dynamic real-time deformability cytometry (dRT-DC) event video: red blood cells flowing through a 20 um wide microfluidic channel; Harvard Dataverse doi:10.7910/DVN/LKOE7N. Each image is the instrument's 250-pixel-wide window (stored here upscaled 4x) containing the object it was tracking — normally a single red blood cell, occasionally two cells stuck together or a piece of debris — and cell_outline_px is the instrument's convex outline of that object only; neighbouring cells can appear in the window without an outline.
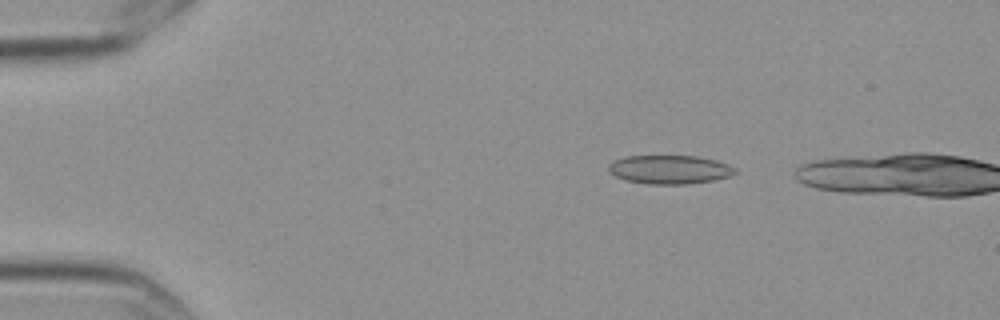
{"species": "Egyptian fruit bat (a non-hibernating species)", "species_latin": "Rousettus aegyptiacus", "temperature_condition": "cold", "stored_images_in_passage": 3, "camera_frame_rate_fps": 3000, "um_per_image_px": 0.085, "frame": {"image": 1, "passage_image": 2, "time_ms": 0.333, "image_size_px": [1000, 320], "cell_outline_px": [[736, 172], [728, 176], [716, 180], [688, 184], [648, 184], [624, 180], [608, 172], [608, 164], [624, 156], [696, 156], [716, 160], [728, 164], [736, 168]], "centroid_in_image_um": [56.91, 14.41], "position_along_channel_um": 28.1, "area_um2": 21.27}}